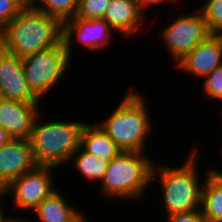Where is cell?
Instances as JSON below:
<instances>
[{"instance_id": "6da1fadb", "label": "cell", "mask_w": 222, "mask_h": 222, "mask_svg": "<svg viewBox=\"0 0 222 222\" xmlns=\"http://www.w3.org/2000/svg\"><path fill=\"white\" fill-rule=\"evenodd\" d=\"M2 34L5 50L24 58L59 44L63 40V23L28 2Z\"/></svg>"}, {"instance_id": "7a4b0ae2", "label": "cell", "mask_w": 222, "mask_h": 222, "mask_svg": "<svg viewBox=\"0 0 222 222\" xmlns=\"http://www.w3.org/2000/svg\"><path fill=\"white\" fill-rule=\"evenodd\" d=\"M194 147L192 152L190 150L187 160L180 166H167L165 162L154 163L151 182L154 184V181L158 180L157 183L161 186L165 216L201 208L203 180L209 171L205 168V176L201 179L196 164L199 161L198 150L196 145Z\"/></svg>"}, {"instance_id": "3957f363", "label": "cell", "mask_w": 222, "mask_h": 222, "mask_svg": "<svg viewBox=\"0 0 222 222\" xmlns=\"http://www.w3.org/2000/svg\"><path fill=\"white\" fill-rule=\"evenodd\" d=\"M135 89L126 92L115 110L97 123L124 152H146V139L152 132L148 101Z\"/></svg>"}, {"instance_id": "277c9868", "label": "cell", "mask_w": 222, "mask_h": 222, "mask_svg": "<svg viewBox=\"0 0 222 222\" xmlns=\"http://www.w3.org/2000/svg\"><path fill=\"white\" fill-rule=\"evenodd\" d=\"M41 111L36 116L29 141L37 165L60 168L69 164L80 147V135L86 121H44ZM42 118V120H41Z\"/></svg>"}, {"instance_id": "5b68a950", "label": "cell", "mask_w": 222, "mask_h": 222, "mask_svg": "<svg viewBox=\"0 0 222 222\" xmlns=\"http://www.w3.org/2000/svg\"><path fill=\"white\" fill-rule=\"evenodd\" d=\"M154 162L146 152L121 151L109 161L99 190L108 199L141 200L152 183Z\"/></svg>"}, {"instance_id": "8992f818", "label": "cell", "mask_w": 222, "mask_h": 222, "mask_svg": "<svg viewBox=\"0 0 222 222\" xmlns=\"http://www.w3.org/2000/svg\"><path fill=\"white\" fill-rule=\"evenodd\" d=\"M22 59L27 84L40 100L44 99L52 88L55 89L72 62L64 40L49 49Z\"/></svg>"}, {"instance_id": "52a82bcc", "label": "cell", "mask_w": 222, "mask_h": 222, "mask_svg": "<svg viewBox=\"0 0 222 222\" xmlns=\"http://www.w3.org/2000/svg\"><path fill=\"white\" fill-rule=\"evenodd\" d=\"M195 13H181L172 23L163 27L159 39L165 45L175 64L181 62L199 43L211 34L206 19L200 9Z\"/></svg>"}, {"instance_id": "ba28073f", "label": "cell", "mask_w": 222, "mask_h": 222, "mask_svg": "<svg viewBox=\"0 0 222 222\" xmlns=\"http://www.w3.org/2000/svg\"><path fill=\"white\" fill-rule=\"evenodd\" d=\"M52 166L37 165L32 170L14 179L4 188L5 195L11 196L12 207L21 211L34 210L45 198L56 189ZM54 185V186H53Z\"/></svg>"}, {"instance_id": "9c48e42d", "label": "cell", "mask_w": 222, "mask_h": 222, "mask_svg": "<svg viewBox=\"0 0 222 222\" xmlns=\"http://www.w3.org/2000/svg\"><path fill=\"white\" fill-rule=\"evenodd\" d=\"M114 30L103 19H83L73 17L63 23V40L72 59V45L74 47V39L79 45L85 46L86 50L100 52L108 43L113 40ZM75 37V38H74Z\"/></svg>"}, {"instance_id": "30bf717a", "label": "cell", "mask_w": 222, "mask_h": 222, "mask_svg": "<svg viewBox=\"0 0 222 222\" xmlns=\"http://www.w3.org/2000/svg\"><path fill=\"white\" fill-rule=\"evenodd\" d=\"M0 92L4 99L41 104L25 79L23 59L6 50L0 55Z\"/></svg>"}, {"instance_id": "8fae6325", "label": "cell", "mask_w": 222, "mask_h": 222, "mask_svg": "<svg viewBox=\"0 0 222 222\" xmlns=\"http://www.w3.org/2000/svg\"><path fill=\"white\" fill-rule=\"evenodd\" d=\"M36 166L29 139H11L0 147V188Z\"/></svg>"}, {"instance_id": "7c38bea8", "label": "cell", "mask_w": 222, "mask_h": 222, "mask_svg": "<svg viewBox=\"0 0 222 222\" xmlns=\"http://www.w3.org/2000/svg\"><path fill=\"white\" fill-rule=\"evenodd\" d=\"M39 105L3 98L0 101V126L12 139H29L35 118L41 111Z\"/></svg>"}, {"instance_id": "4fadbf2b", "label": "cell", "mask_w": 222, "mask_h": 222, "mask_svg": "<svg viewBox=\"0 0 222 222\" xmlns=\"http://www.w3.org/2000/svg\"><path fill=\"white\" fill-rule=\"evenodd\" d=\"M222 65V35H210L175 67L202 80Z\"/></svg>"}, {"instance_id": "5bb4252c", "label": "cell", "mask_w": 222, "mask_h": 222, "mask_svg": "<svg viewBox=\"0 0 222 222\" xmlns=\"http://www.w3.org/2000/svg\"><path fill=\"white\" fill-rule=\"evenodd\" d=\"M144 18L145 15L140 11L136 0H111L102 19L118 35L130 38L139 30Z\"/></svg>"}, {"instance_id": "9a60e30c", "label": "cell", "mask_w": 222, "mask_h": 222, "mask_svg": "<svg viewBox=\"0 0 222 222\" xmlns=\"http://www.w3.org/2000/svg\"><path fill=\"white\" fill-rule=\"evenodd\" d=\"M80 148L102 161H111L121 150L97 123L83 126L80 135Z\"/></svg>"}, {"instance_id": "2e32d148", "label": "cell", "mask_w": 222, "mask_h": 222, "mask_svg": "<svg viewBox=\"0 0 222 222\" xmlns=\"http://www.w3.org/2000/svg\"><path fill=\"white\" fill-rule=\"evenodd\" d=\"M201 199V210L206 222H222V170L208 168Z\"/></svg>"}, {"instance_id": "e0dca14e", "label": "cell", "mask_w": 222, "mask_h": 222, "mask_svg": "<svg viewBox=\"0 0 222 222\" xmlns=\"http://www.w3.org/2000/svg\"><path fill=\"white\" fill-rule=\"evenodd\" d=\"M59 190H55L45 198L34 210V219L31 222H68L81 209L74 207ZM78 209V210H77Z\"/></svg>"}, {"instance_id": "ac0fdd59", "label": "cell", "mask_w": 222, "mask_h": 222, "mask_svg": "<svg viewBox=\"0 0 222 222\" xmlns=\"http://www.w3.org/2000/svg\"><path fill=\"white\" fill-rule=\"evenodd\" d=\"M69 163L72 164L73 169L78 172V174L80 173L79 175L86 178V180L101 183L108 169L109 161H102L79 147L72 155Z\"/></svg>"}, {"instance_id": "d6986e66", "label": "cell", "mask_w": 222, "mask_h": 222, "mask_svg": "<svg viewBox=\"0 0 222 222\" xmlns=\"http://www.w3.org/2000/svg\"><path fill=\"white\" fill-rule=\"evenodd\" d=\"M37 9L58 18L62 23L73 18L79 0H29Z\"/></svg>"}, {"instance_id": "ffe728a7", "label": "cell", "mask_w": 222, "mask_h": 222, "mask_svg": "<svg viewBox=\"0 0 222 222\" xmlns=\"http://www.w3.org/2000/svg\"><path fill=\"white\" fill-rule=\"evenodd\" d=\"M211 35H222V0H206L201 6Z\"/></svg>"}, {"instance_id": "44dd1931", "label": "cell", "mask_w": 222, "mask_h": 222, "mask_svg": "<svg viewBox=\"0 0 222 222\" xmlns=\"http://www.w3.org/2000/svg\"><path fill=\"white\" fill-rule=\"evenodd\" d=\"M111 0H79L74 17L83 19H102Z\"/></svg>"}, {"instance_id": "7402d4cb", "label": "cell", "mask_w": 222, "mask_h": 222, "mask_svg": "<svg viewBox=\"0 0 222 222\" xmlns=\"http://www.w3.org/2000/svg\"><path fill=\"white\" fill-rule=\"evenodd\" d=\"M202 91L210 100L218 99L222 103V65L203 79ZM221 100V101H220Z\"/></svg>"}, {"instance_id": "603a6c76", "label": "cell", "mask_w": 222, "mask_h": 222, "mask_svg": "<svg viewBox=\"0 0 222 222\" xmlns=\"http://www.w3.org/2000/svg\"><path fill=\"white\" fill-rule=\"evenodd\" d=\"M29 0H0V31L22 10Z\"/></svg>"}, {"instance_id": "cb8c5ba5", "label": "cell", "mask_w": 222, "mask_h": 222, "mask_svg": "<svg viewBox=\"0 0 222 222\" xmlns=\"http://www.w3.org/2000/svg\"><path fill=\"white\" fill-rule=\"evenodd\" d=\"M164 219L166 222H206L201 208L192 211L172 213Z\"/></svg>"}, {"instance_id": "d4e9b609", "label": "cell", "mask_w": 222, "mask_h": 222, "mask_svg": "<svg viewBox=\"0 0 222 222\" xmlns=\"http://www.w3.org/2000/svg\"><path fill=\"white\" fill-rule=\"evenodd\" d=\"M137 1V5L140 9V11L145 15L146 13V9L151 7V4H163L165 3L163 0H136Z\"/></svg>"}, {"instance_id": "484cf974", "label": "cell", "mask_w": 222, "mask_h": 222, "mask_svg": "<svg viewBox=\"0 0 222 222\" xmlns=\"http://www.w3.org/2000/svg\"><path fill=\"white\" fill-rule=\"evenodd\" d=\"M5 197V199L7 198V196H5V191L4 189L0 188V222H8L11 216H6V213H4L5 211V206L3 205V199Z\"/></svg>"}, {"instance_id": "4316f807", "label": "cell", "mask_w": 222, "mask_h": 222, "mask_svg": "<svg viewBox=\"0 0 222 222\" xmlns=\"http://www.w3.org/2000/svg\"><path fill=\"white\" fill-rule=\"evenodd\" d=\"M11 139L9 134L0 126V147L8 143Z\"/></svg>"}, {"instance_id": "83f0119b", "label": "cell", "mask_w": 222, "mask_h": 222, "mask_svg": "<svg viewBox=\"0 0 222 222\" xmlns=\"http://www.w3.org/2000/svg\"><path fill=\"white\" fill-rule=\"evenodd\" d=\"M82 211H79L75 216H73L68 222H88L86 215Z\"/></svg>"}, {"instance_id": "f1b7e54d", "label": "cell", "mask_w": 222, "mask_h": 222, "mask_svg": "<svg viewBox=\"0 0 222 222\" xmlns=\"http://www.w3.org/2000/svg\"><path fill=\"white\" fill-rule=\"evenodd\" d=\"M22 218V219H21ZM8 222H31L30 219L28 220L27 217H16V216H12L10 217L9 221Z\"/></svg>"}, {"instance_id": "f546056e", "label": "cell", "mask_w": 222, "mask_h": 222, "mask_svg": "<svg viewBox=\"0 0 222 222\" xmlns=\"http://www.w3.org/2000/svg\"><path fill=\"white\" fill-rule=\"evenodd\" d=\"M5 45H4V37L2 31H0V55L4 52Z\"/></svg>"}, {"instance_id": "4dcf8cb0", "label": "cell", "mask_w": 222, "mask_h": 222, "mask_svg": "<svg viewBox=\"0 0 222 222\" xmlns=\"http://www.w3.org/2000/svg\"><path fill=\"white\" fill-rule=\"evenodd\" d=\"M163 1H164V2H168V4H169V3H171V4L174 3V4H175V3H177V2L180 1V0H163Z\"/></svg>"}, {"instance_id": "1f68e13d", "label": "cell", "mask_w": 222, "mask_h": 222, "mask_svg": "<svg viewBox=\"0 0 222 222\" xmlns=\"http://www.w3.org/2000/svg\"><path fill=\"white\" fill-rule=\"evenodd\" d=\"M3 99L2 95H1V92H0V101Z\"/></svg>"}]
</instances>
